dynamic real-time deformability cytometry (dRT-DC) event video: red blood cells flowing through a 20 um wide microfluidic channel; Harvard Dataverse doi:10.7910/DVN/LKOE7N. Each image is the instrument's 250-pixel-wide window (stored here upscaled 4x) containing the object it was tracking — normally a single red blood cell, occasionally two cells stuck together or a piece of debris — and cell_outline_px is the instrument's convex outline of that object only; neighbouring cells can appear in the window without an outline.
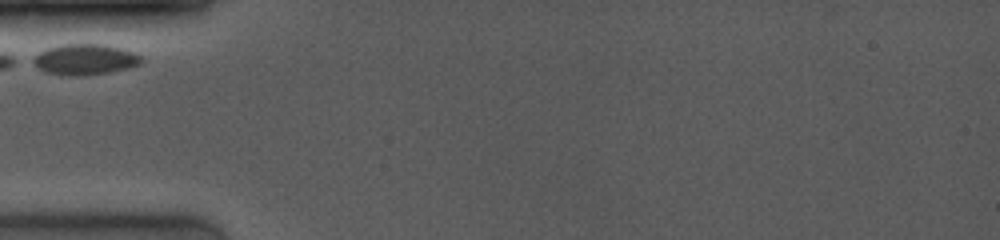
{"species": "common noctule bat (a hibernating species)", "species_latin": "Nyctalus noctula", "temperature_condition": "room temperature", "stored_images_in_passage": 3, "camera_frame_rate_fps": 4000, "um_per_image_px": 0.085, "animal": {"sex": "female", "body_mass_g": 19.0, "forearm_length_mm": 53.3}, "frame": {"image": 1, "passage_image": 1, "time_ms": 0.0, "image_size_px": [1000, 240], "cell_outline_px": [[144, 60], [140, 64], [128, 68], [108, 72], [80, 76], [68, 76], [44, 72], [28, 60], [40, 52], [48, 48], [64, 44], [104, 44], [120, 48], [132, 52], [140, 56]], "centroid_in_image_um": [7.18, 5.06], "position_along_channel_um": 77.8, "area_um2": 19.42}}